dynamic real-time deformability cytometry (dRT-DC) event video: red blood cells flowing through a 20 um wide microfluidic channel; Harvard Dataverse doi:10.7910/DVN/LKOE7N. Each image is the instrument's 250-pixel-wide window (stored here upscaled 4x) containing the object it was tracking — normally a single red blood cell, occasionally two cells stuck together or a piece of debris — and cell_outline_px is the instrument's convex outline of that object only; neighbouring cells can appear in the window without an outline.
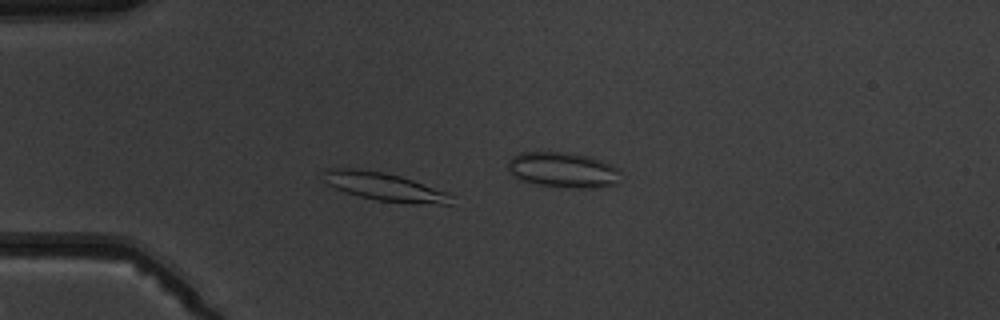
{"species": "common noctule bat (a hibernating species)", "species_latin": "Nyctalus noctula", "temperature_condition": "warm", "stored_images_in_passage": 4, "camera_frame_rate_fps": 3000, "um_per_image_px": 0.085, "animal": {"sex": "male", "body_mass_g": 19.5, "forearm_length_mm": 54.6}, "frame": {"image": 1, "passage_image": 3, "time_ms": 3.0, "image_size_px": [1000, 320], "cell_outline_px": [[456, 196], [452, 204], [408, 204], [376, 200], [360, 196], [336, 188], [328, 184], [324, 180], [324, 172], [328, 168], [352, 168], [380, 172], [400, 176], [412, 180]], "centroid_in_image_um": [32.74, 15.9], "position_along_channel_um": 52.3, "area_um2": 20.75}}